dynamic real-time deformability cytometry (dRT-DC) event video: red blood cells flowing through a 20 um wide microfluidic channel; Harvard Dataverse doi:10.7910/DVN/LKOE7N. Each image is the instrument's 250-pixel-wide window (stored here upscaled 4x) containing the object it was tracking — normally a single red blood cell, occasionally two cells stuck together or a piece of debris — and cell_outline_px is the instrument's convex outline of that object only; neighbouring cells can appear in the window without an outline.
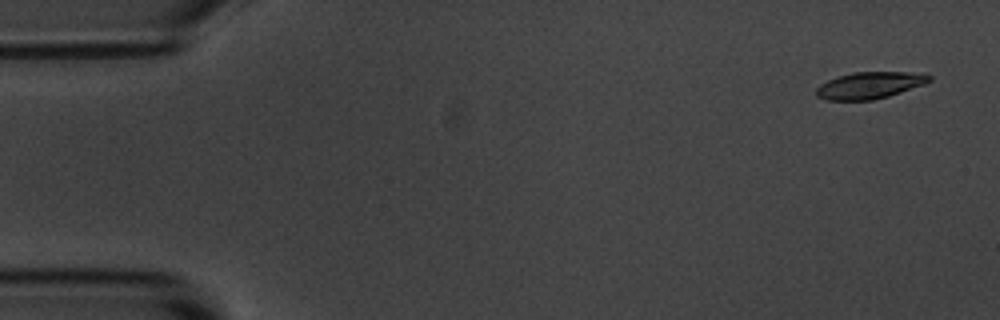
{"species": "common noctule bat (a hibernating species)", "species_latin": "Nyctalus noctula", "temperature_condition": "room temperature", "stored_images_in_passage": 4, "camera_frame_rate_fps": 3000, "um_per_image_px": 0.085, "animal": {"sex": "male", "body_mass_g": 20.1, "forearm_length_mm": 53.5}, "frame": {"image": 1, "passage_image": 1, "time_ms": 0.0, "image_size_px": [1000, 320], "cell_outline_px": [[932, 80], [924, 84], [888, 96], [872, 100], [824, 100], [816, 96], [816, 88], [820, 84], [828, 80], [852, 72], [908, 72], [932, 76]], "centroid_in_image_um": [73.88, 7.26], "position_along_channel_um": 11.1, "area_um2": 17.46}}
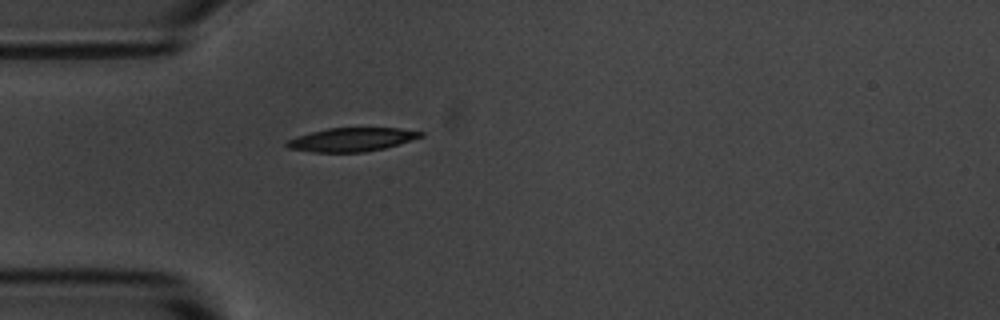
{"frame": {"image": 2, "passage_image": 4, "time_ms": 4.333, "image_size_px": [1000, 320], "cell_outline_px": [[424, 136], [412, 140], [384, 148], [364, 152], [312, 152], [288, 148], [284, 144], [288, 140], [312, 132], [328, 128], [400, 128], [424, 132]], "centroid_in_image_um": [29.92, 11.86], "position_along_channel_um": 55.1, "area_um2": 18.26}}